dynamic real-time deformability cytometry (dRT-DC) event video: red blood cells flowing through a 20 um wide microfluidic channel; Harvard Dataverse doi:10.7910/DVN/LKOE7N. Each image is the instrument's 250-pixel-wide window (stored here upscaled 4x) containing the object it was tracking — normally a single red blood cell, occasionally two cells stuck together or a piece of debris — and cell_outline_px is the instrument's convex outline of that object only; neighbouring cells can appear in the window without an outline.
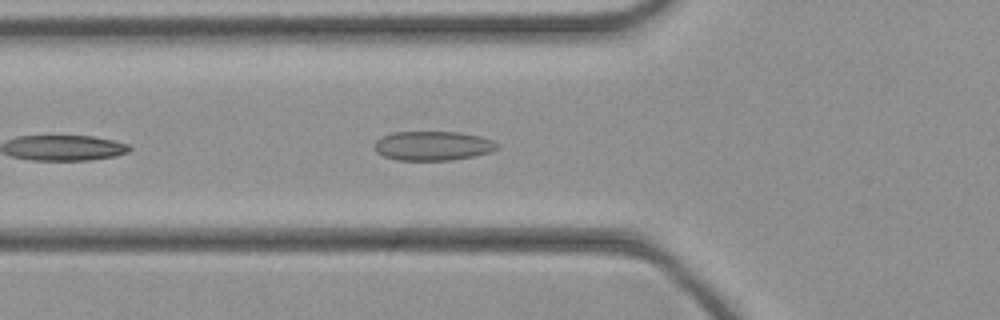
{"species": "common noctule bat (a hibernating species)", "species_latin": "Nyctalus noctula", "temperature_condition": "cold", "stored_images_in_passage": 11, "camera_frame_rate_fps": 3000, "um_per_image_px": 0.085, "animal": {"sex": "female", "body_mass_g": 21.9}, "frame": {"image": 1, "passage_image": 5, "time_ms": 1.333, "image_size_px": [1000, 320], "cell_outline_px": [[500, 148], [492, 152], [476, 156], [448, 160], [396, 160], [384, 156], [376, 152], [376, 140], [380, 136], [392, 132], [460, 132], [480, 136], [492, 140], [500, 144]], "centroid_in_image_um": [36.84, 12.39], "position_along_channel_um": 89.0, "area_um2": 21.15}}